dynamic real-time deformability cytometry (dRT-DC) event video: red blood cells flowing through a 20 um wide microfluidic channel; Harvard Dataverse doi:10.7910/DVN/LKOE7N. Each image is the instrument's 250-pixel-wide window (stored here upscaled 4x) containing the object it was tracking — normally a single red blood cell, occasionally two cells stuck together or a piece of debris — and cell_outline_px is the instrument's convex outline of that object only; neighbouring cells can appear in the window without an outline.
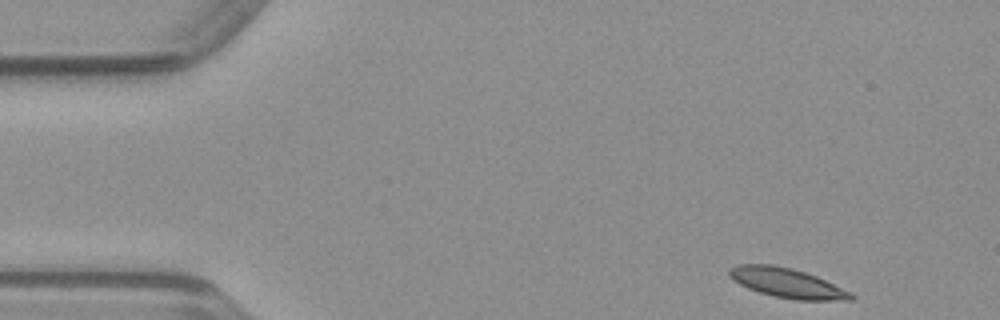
{"species": "common noctule bat (a hibernating species)", "species_latin": "Nyctalus noctula", "temperature_condition": "warm", "stored_images_in_passage": 46, "camera_frame_rate_fps": 3000, "um_per_image_px": 0.085, "animal": {"sex": "male", "body_mass_g": 23.1, "forearm_length_mm": 52.7}, "frame": {"image": 1, "passage_image": 1, "time_ms": 0.0, "image_size_px": [1000, 320], "cell_outline_px": [[856, 296], [852, 300], [796, 300], [772, 296], [748, 288], [732, 280], [728, 276], [728, 268], [740, 264], [772, 264], [792, 268], [816, 276]], "centroid_in_image_um": [66.82, 24.04], "position_along_channel_um": 18.2, "area_um2": 20.81}}
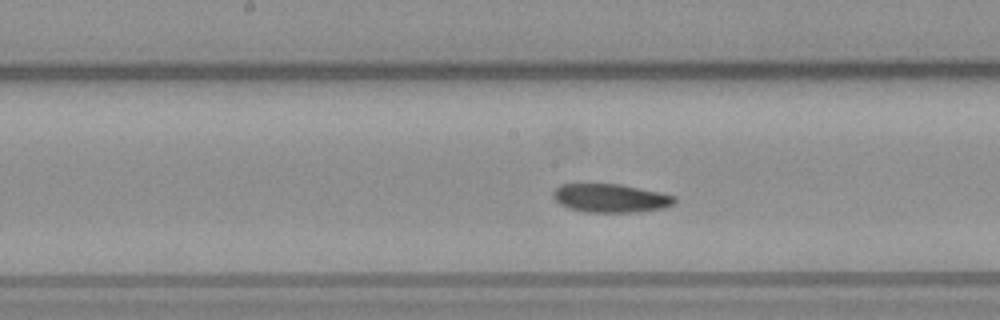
{"frame": {"image": 2, "passage_image": 21, "time_ms": 6.667, "image_size_px": [1000, 320], "cell_outline_px": [[676, 204], [664, 208], [636, 212], [584, 212], [568, 208], [560, 204], [552, 196], [552, 192], [560, 184], [620, 184], [660, 192], [676, 196]], "centroid_in_image_um": [51.92, 16.84], "position_along_channel_um": 196.3, "area_um2": 20.35}}
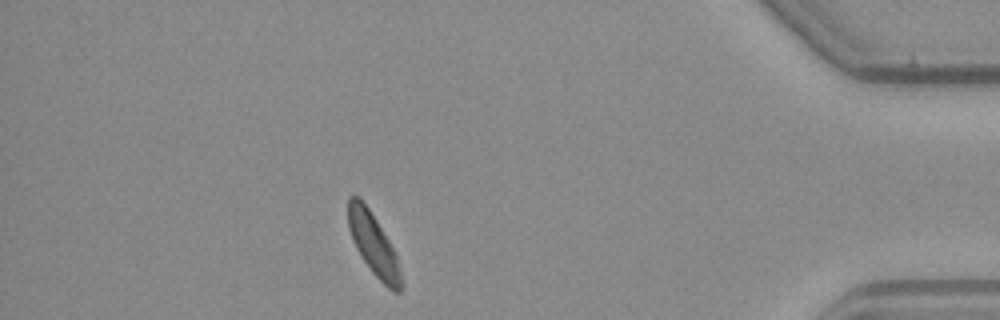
{"frame": {"image": 3, "passage_image": 40, "time_ms": 13.0, "image_size_px": [1000, 320], "cell_outline_px": [[400, 292], [392, 292], [372, 272], [356, 248], [352, 240], [348, 228], [348, 196], [360, 196], [376, 220], [396, 252], [400, 272]], "centroid_in_image_um": [31.72, 20.74], "position_along_channel_um": 403.5, "area_um2": 18.79}}